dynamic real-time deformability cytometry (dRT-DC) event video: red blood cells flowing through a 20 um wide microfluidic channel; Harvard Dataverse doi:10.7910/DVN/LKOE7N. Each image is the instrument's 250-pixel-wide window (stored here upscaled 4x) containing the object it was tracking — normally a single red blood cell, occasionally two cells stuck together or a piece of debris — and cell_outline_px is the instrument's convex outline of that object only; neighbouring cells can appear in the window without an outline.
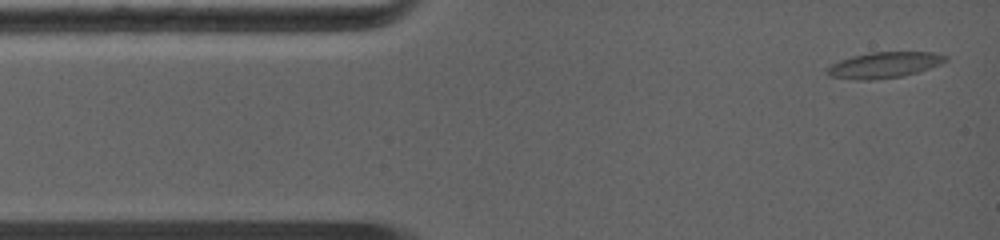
{"species": "common noctule bat (a hibernating species)", "species_latin": "Nyctalus noctula", "temperature_condition": "warm", "stored_images_in_passage": 76, "camera_frame_rate_fps": 5000, "um_per_image_px": 0.085, "animal": {"sex": "female", "body_mass_g": 19.0, "forearm_length_mm": 56.7}, "frame": {"image": 1, "passage_image": 2, "time_ms": 0.2, "image_size_px": [1000, 240], "cell_outline_px": [[948, 60], [940, 64], [904, 76], [872, 80], [856, 80], [828, 76], [828, 68], [832, 64], [840, 60], [852, 56], [872, 52], [932, 52], [948, 56]], "centroid_in_image_um": [75.16, 5.52], "position_along_channel_um": 9.8, "area_um2": 17.74}}
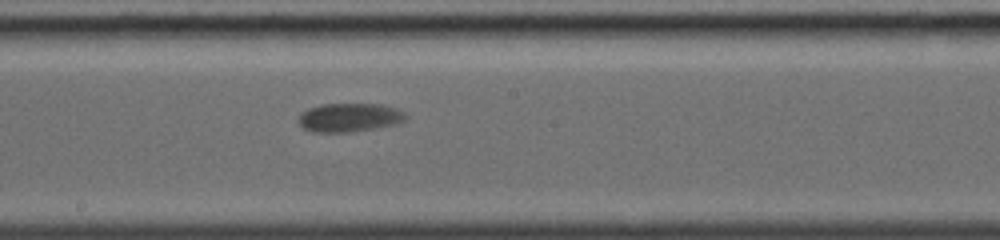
{"frame": {"image": 2, "passage_image": 34, "time_ms": 6.6, "image_size_px": [1000, 240], "cell_outline_px": [[408, 116], [404, 120], [392, 124], [372, 128], [344, 132], [316, 132], [304, 128], [296, 120], [300, 112], [308, 108], [320, 104], [384, 104], [396, 108], [404, 112]], "centroid_in_image_um": [29.64, 9.96], "position_along_channel_um": 218.6, "area_um2": 17.8}}
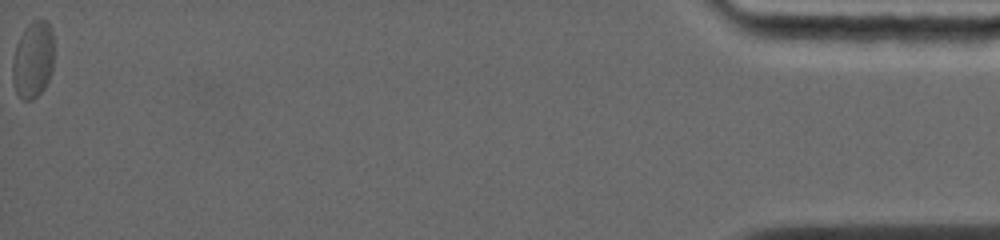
{"frame": {"image": 3, "passage_image": 76, "time_ms": 15.0, "image_size_px": [1000, 240], "cell_outline_px": [[52, 68], [48, 80], [44, 88], [32, 100], [24, 100], [16, 92], [12, 80], [12, 60], [20, 36], [24, 28], [32, 20], [44, 20], [48, 24], [52, 32]], "centroid_in_image_um": [2.78, 5.08], "position_along_channel_um": 432.4, "area_um2": 18.26}, "authors_computed_cell_mechanics": {"area_um2": 17.6868, "velocity_mm_per_s": 4.2964, "shape_relaxation_time_tau1_ms": 8.4546, "shape_relaxation_time_tau2_ms": null, "deformation_change_tau1": 0.1451, "deformation_change_tau2": null}}